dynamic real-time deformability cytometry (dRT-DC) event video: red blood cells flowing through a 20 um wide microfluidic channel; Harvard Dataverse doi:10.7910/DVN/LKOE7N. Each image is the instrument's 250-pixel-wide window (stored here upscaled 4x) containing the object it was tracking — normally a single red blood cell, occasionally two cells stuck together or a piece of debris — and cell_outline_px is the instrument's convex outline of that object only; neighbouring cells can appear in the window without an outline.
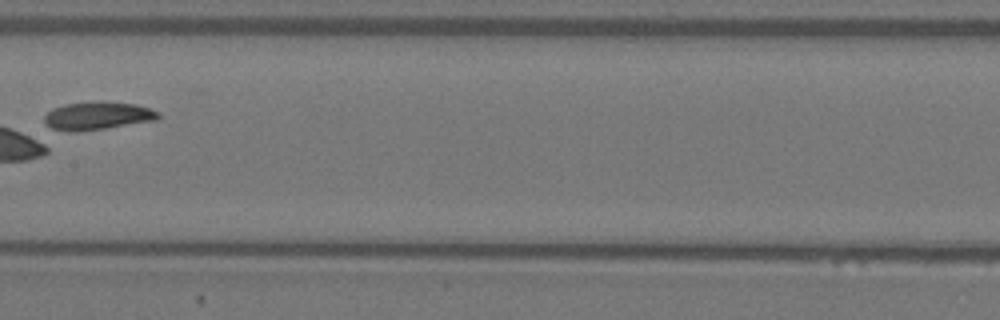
{"species": "Egyptian fruit bat (a non-hibernating species)", "species_latin": "Rousettus aegyptiacus", "temperature_condition": "warm", "stored_images_in_passage": 6, "camera_frame_rate_fps": 3000, "um_per_image_px": 0.085, "animal": {"sex": "female"}, "frame": {"image": 1, "passage_image": 5, "time_ms": 1.333, "image_size_px": [1000, 320], "cell_outline_px": [[160, 116], [156, 120], [104, 128], [76, 132], [68, 132], [52, 128], [44, 120], [44, 116], [52, 108], [64, 104], [92, 100], [100, 100], [136, 104], [160, 112]], "centroid_in_image_um": [8.28, 9.81], "position_along_channel_um": 199.1, "area_um2": 18.79}}